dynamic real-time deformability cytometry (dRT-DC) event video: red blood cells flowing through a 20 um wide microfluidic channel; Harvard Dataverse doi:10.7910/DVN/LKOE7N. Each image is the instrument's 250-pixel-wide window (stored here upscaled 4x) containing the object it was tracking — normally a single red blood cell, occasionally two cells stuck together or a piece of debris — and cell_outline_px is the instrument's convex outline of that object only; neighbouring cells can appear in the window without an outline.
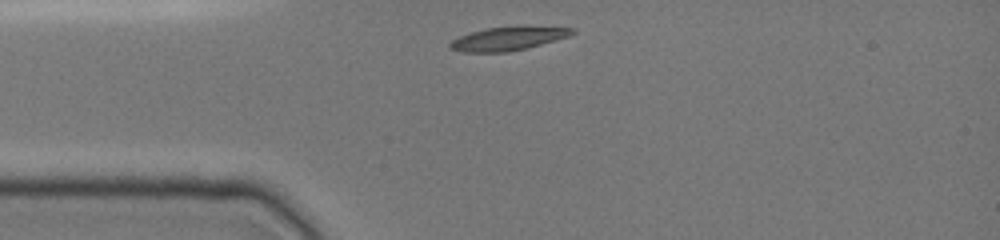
{"species": "common noctule bat (a hibernating species)", "species_latin": "Nyctalus noctula", "temperature_condition": "cold", "stored_images_in_passage": 30, "camera_frame_rate_fps": 3000, "um_per_image_px": 0.085, "animal": {"sex": "female", "body_mass_g": 19.0, "forearm_length_mm": 51.5}, "frame": {"image": 1, "passage_image": 1, "time_ms": 0.0, "image_size_px": [1000, 240], "cell_outline_px": [[576, 32], [568, 36], [540, 44], [508, 52], [464, 52], [448, 48], [448, 44], [452, 40], [460, 36], [484, 28], [520, 24], [528, 24], [576, 28]], "centroid_in_image_um": [43.23, 3.23], "position_along_channel_um": 41.8, "area_um2": 17.34}}
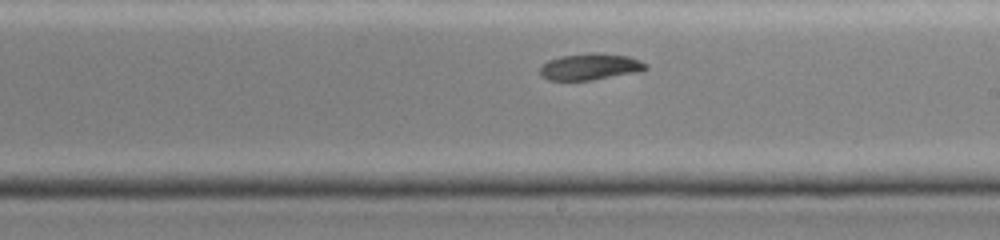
{"frame": {"image": 2, "passage_image": 17, "time_ms": 5.333, "image_size_px": [1000, 240], "cell_outline_px": [[648, 68], [644, 72], [592, 80], [548, 80], [540, 76], [540, 68], [548, 60], [560, 56], [628, 56], [640, 60], [648, 64]], "centroid_in_image_um": [50.21, 5.74], "position_along_channel_um": 238.8, "area_um2": 15.66}}
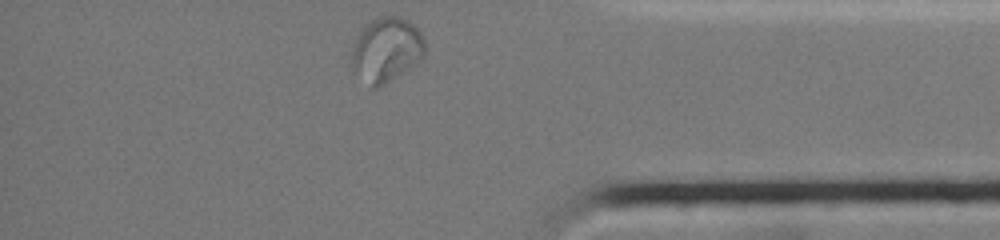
{"frame": {"image": 3, "passage_image": 30, "time_ms": 9.667, "image_size_px": [1000, 240], "cell_outline_px": [[428, 48], [424, 56], [420, 60], [380, 88], [372, 88], [348, 64], [360, 28], [372, 20], [380, 16], [400, 16], [412, 24], [420, 32]], "centroid_in_image_um": [32.84, 4.23], "position_along_channel_um": 402.4, "area_um2": 27.74}, "authors_computed_cell_mechanics": {"area_um2": 17.1377, "velocity_mm_per_s": 3.9836, "shape_relaxation_time_tau1_ms": null, "shape_relaxation_time_tau2_ms": 8.1661, "deformation_change_tau1": null, "deformation_change_tau2": 0.0828}}